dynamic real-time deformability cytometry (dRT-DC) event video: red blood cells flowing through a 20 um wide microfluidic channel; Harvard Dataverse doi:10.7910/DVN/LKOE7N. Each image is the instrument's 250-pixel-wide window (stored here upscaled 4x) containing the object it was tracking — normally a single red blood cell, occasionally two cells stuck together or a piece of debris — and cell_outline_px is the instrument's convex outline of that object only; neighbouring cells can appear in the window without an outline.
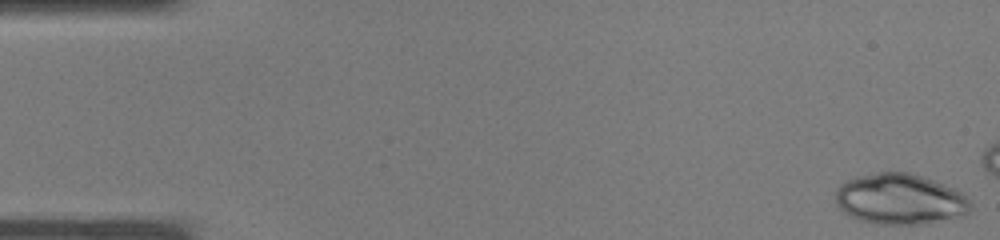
{"species": "common noctule bat (a hibernating species)", "species_latin": "Nyctalus noctula", "temperature_condition": "warm", "stored_images_in_passage": 11, "camera_frame_rate_fps": 3000, "um_per_image_px": 0.085, "animal": {"sex": "male", "body_mass_g": 19.0, "forearm_length_mm": 50.8}, "frame": {"image": 1, "passage_image": 1, "time_ms": 0.0, "image_size_px": [1000, 240], "cell_outline_px": [[972, 208], [964, 216], [916, 224], [880, 224], [860, 220], [844, 212], [836, 204], [836, 188], [840, 184], [856, 176], [880, 172], [908, 172], [932, 180], [952, 188], [960, 192], [972, 204]], "centroid_in_image_um": [76.48, 16.92], "position_along_channel_um": 8.5, "area_um2": 39.48}}